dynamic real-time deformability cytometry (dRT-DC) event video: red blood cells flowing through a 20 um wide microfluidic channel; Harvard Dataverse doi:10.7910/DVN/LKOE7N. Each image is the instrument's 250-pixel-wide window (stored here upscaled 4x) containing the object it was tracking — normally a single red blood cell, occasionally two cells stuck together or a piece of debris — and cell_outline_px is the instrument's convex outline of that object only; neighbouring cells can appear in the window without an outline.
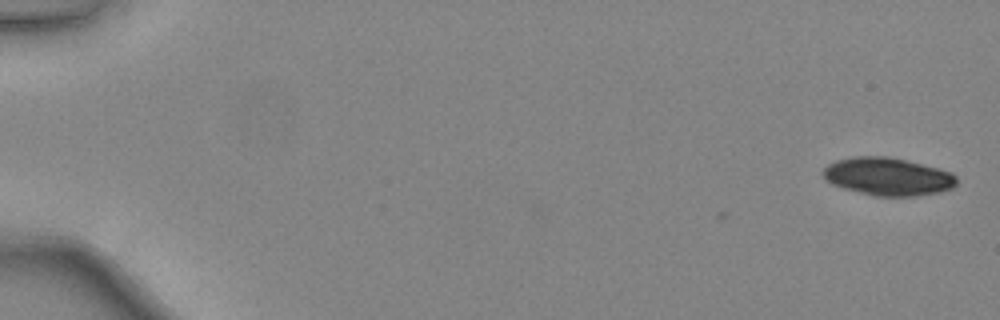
{"species": "common noctule bat (a hibernating species)", "species_latin": "Nyctalus noctula", "temperature_condition": "warm", "stored_images_in_passage": 2, "camera_frame_rate_fps": 3000, "um_per_image_px": 0.085, "animal": {"sex": "female", "body_mass_g": 24.6, "forearm_length_mm": 56.2}, "frame": {"image": 1, "passage_image": 2, "time_ms": 0.333, "image_size_px": [1000, 320], "cell_outline_px": [[956, 184], [952, 188], [940, 192], [916, 196], [876, 196], [844, 188], [832, 184], [824, 176], [824, 168], [828, 164], [836, 160], [856, 156], [888, 156], [952, 172], [956, 176]], "centroid_in_image_um": [75.48, 15.01], "position_along_channel_um": 9.5, "area_um2": 29.13}}